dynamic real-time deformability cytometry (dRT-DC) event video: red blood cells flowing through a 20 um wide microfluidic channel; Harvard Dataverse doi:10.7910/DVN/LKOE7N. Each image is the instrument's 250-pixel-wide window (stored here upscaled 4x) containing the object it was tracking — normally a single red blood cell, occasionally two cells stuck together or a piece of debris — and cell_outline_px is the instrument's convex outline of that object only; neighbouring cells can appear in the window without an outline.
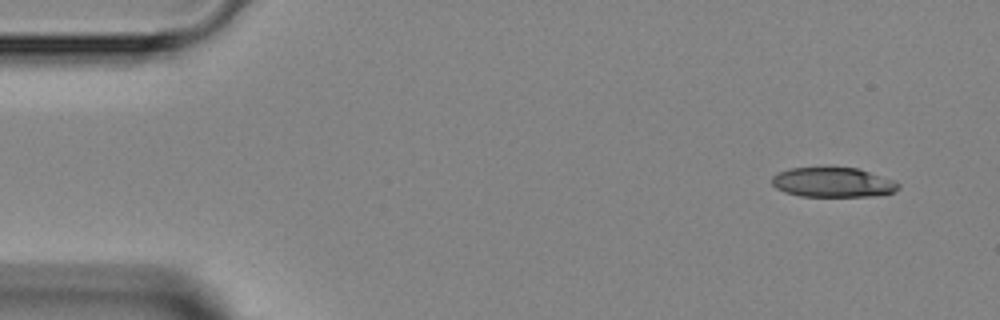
{"species": "Egyptian fruit bat (a non-hibernating species)", "species_latin": "Rousettus aegyptiacus", "temperature_condition": "room temperature", "stored_images_in_passage": 3, "camera_frame_rate_fps": 3000, "um_per_image_px": 0.085, "animal": {"sex": "female"}, "frame": {"image": 1, "passage_image": 1, "time_ms": 0.0, "image_size_px": [1000, 320], "cell_outline_px": [[900, 188], [896, 192], [872, 196], [800, 196], [784, 192], [776, 188], [772, 184], [772, 176], [776, 172], [788, 168], [828, 164], [856, 168], [892, 180], [900, 184]], "centroid_in_image_um": [70.73, 15.45], "position_along_channel_um": 14.3, "area_um2": 22.77}}